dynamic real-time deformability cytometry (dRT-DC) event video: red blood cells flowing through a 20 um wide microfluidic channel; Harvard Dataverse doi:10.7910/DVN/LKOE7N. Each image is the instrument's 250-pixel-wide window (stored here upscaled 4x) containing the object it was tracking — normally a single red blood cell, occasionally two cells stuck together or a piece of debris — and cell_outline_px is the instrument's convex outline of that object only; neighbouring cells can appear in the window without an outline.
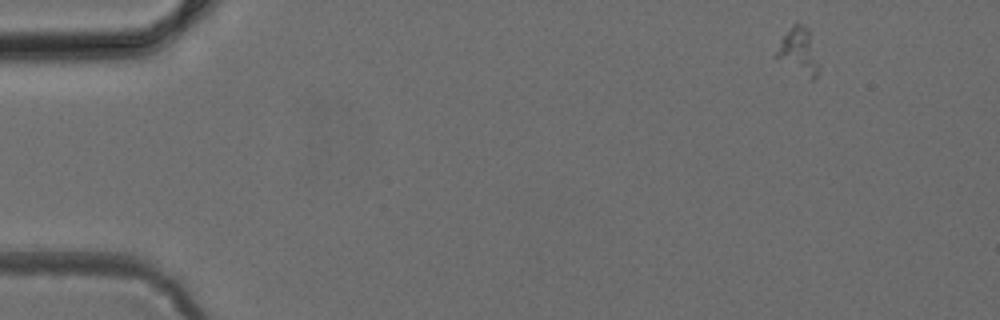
{"species": "common noctule bat (a hibernating species)", "species_latin": "Nyctalus noctula", "temperature_condition": "cold", "stored_images_in_passage": 47, "camera_frame_rate_fps": 3000, "um_per_image_px": 0.085, "animal": {"sex": "female", "body_mass_g": 24.6, "forearm_length_mm": 56.2}, "frame": {"image": 1, "passage_image": 1, "time_ms": 0.0, "image_size_px": [1000, 320], "cell_outline_px": [[820, 72], [816, 80], [812, 80], [772, 56], [784, 36], [792, 24], [796, 20], [804, 24], [808, 32], [820, 64]], "centroid_in_image_um": [67.9, 4.38], "position_along_channel_um": 17.1, "area_um2": 11.56}}
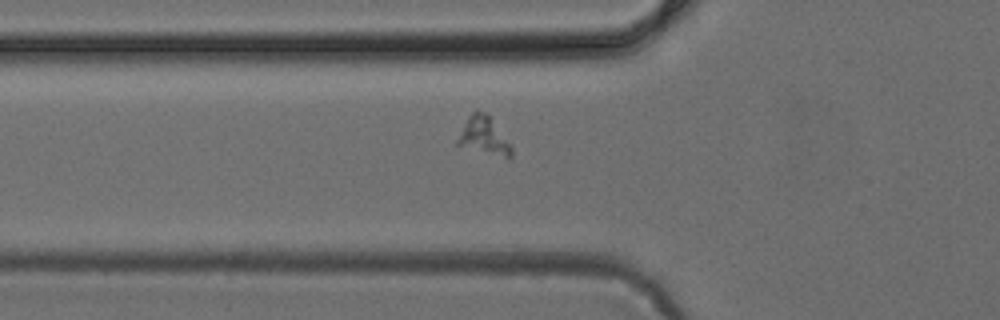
{"frame": {"image": 2, "passage_image": 14, "time_ms": 4.333, "image_size_px": [1000, 320], "cell_outline_px": [[512, 156], [508, 160], [456, 144], [456, 140], [468, 116], [472, 112], [484, 112], [488, 116], [512, 148]], "centroid_in_image_um": [41.12, 11.61], "position_along_channel_um": 84.7, "area_um2": 11.39}}
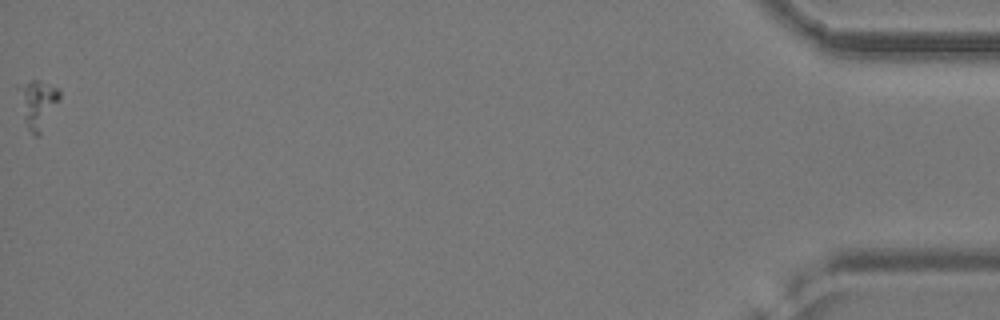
{"frame": {"image": 3, "passage_image": 47, "time_ms": 15.333, "image_size_px": [1000, 320], "cell_outline_px": [[60, 100], [40, 136], [36, 136], [28, 132], [24, 116], [24, 88], [32, 80], [40, 80], [60, 88]], "centroid_in_image_um": [3.37, 8.93], "position_along_channel_um": 431.8, "area_um2": 10.69}}